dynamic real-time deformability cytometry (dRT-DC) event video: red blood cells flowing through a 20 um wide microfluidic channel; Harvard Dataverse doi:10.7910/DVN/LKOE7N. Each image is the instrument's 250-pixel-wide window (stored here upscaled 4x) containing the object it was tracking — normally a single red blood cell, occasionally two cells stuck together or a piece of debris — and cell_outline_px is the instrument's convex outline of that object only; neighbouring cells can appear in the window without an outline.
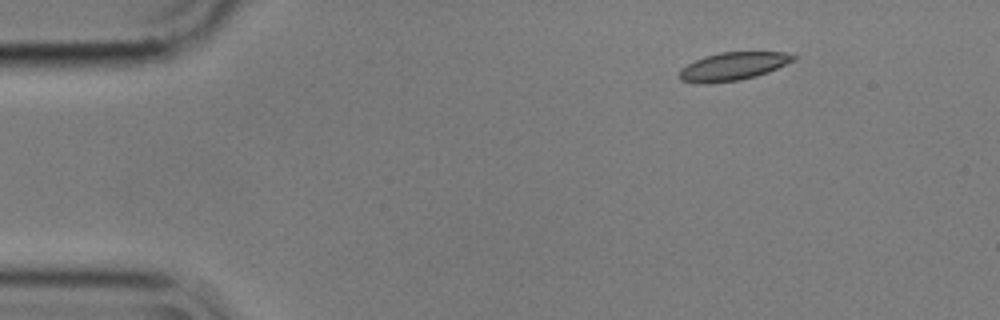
{"species": "common noctule bat (a hibernating species)", "species_latin": "Nyctalus noctula", "temperature_condition": "cold", "stored_images_in_passage": 9, "camera_frame_rate_fps": 3000, "um_per_image_px": 0.085, "animal": {"sex": "male", "body_mass_g": 17.9}, "frame": {"image": 1, "passage_image": 2, "time_ms": 0.333, "image_size_px": [1000, 320], "cell_outline_px": [[796, 60], [768, 72], [756, 76], [740, 80], [708, 84], [696, 84], [680, 80], [676, 76], [680, 68], [704, 56], [720, 52], [784, 52], [796, 56]], "centroid_in_image_um": [62.25, 5.66], "position_along_channel_um": 22.8, "area_um2": 18.96}}
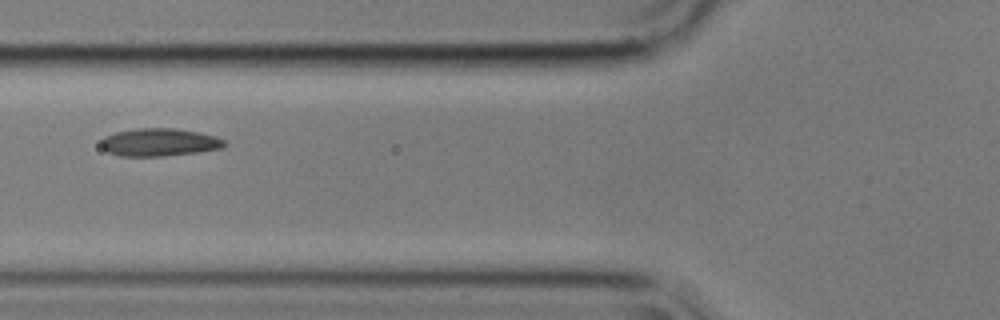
{"frame": {"image": 2, "passage_image": 6, "time_ms": 1.667, "image_size_px": [1000, 320], "cell_outline_px": [[228, 144], [224, 148], [196, 152], [164, 156], [120, 156], [108, 152], [100, 144], [100, 140], [104, 136], [116, 132], [136, 128], [176, 128], [216, 136], [224, 140]], "centroid_in_image_um": [13.55, 12.09], "position_along_channel_um": 112.3, "area_um2": 20.06}}
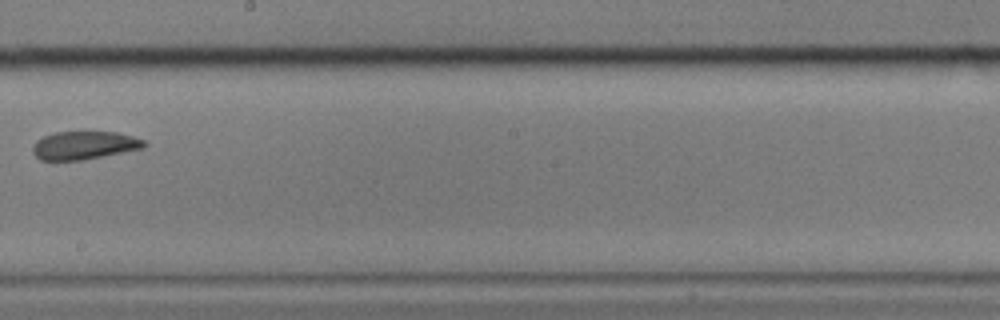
{"frame": {"image": 3, "passage_image": 9, "time_ms": 2.667, "image_size_px": [1000, 320], "cell_outline_px": [[148, 144], [144, 148], [84, 160], [40, 160], [32, 152], [32, 148], [36, 140], [44, 136], [56, 132], [116, 132], [132, 136], [144, 140]], "centroid_in_image_um": [7.17, 12.36], "position_along_channel_um": 241.0, "area_um2": 18.32}}